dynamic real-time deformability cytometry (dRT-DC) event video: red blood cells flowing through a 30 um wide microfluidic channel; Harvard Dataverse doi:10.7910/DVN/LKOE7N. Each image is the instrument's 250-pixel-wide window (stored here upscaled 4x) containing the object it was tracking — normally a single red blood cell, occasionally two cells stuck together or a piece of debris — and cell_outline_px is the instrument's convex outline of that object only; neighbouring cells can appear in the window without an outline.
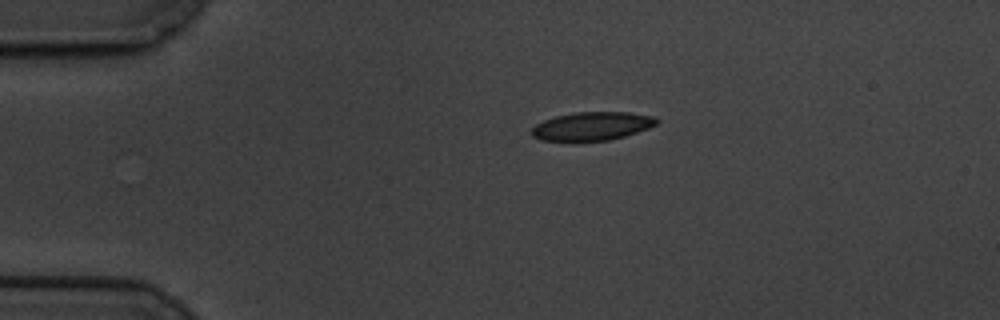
{"species": "common noctule bat (a hibernating species)", "species_latin": "Nyctalus noctula", "temperature_condition": "cold", "stored_images_in_passage": 37, "camera_frame_rate_fps": 3000, "um_per_image_px": 0.085, "animal": {"sex": "male", "body_mass_g": 19.5, "forearm_length_mm": 54.6}, "frame": {"image": 1, "passage_image": 1, "time_ms": 0.0, "image_size_px": [1000, 320], "cell_outline_px": [[660, 120], [656, 124], [648, 128], [624, 136], [608, 140], [576, 144], [572, 144], [540, 140], [532, 136], [532, 128], [536, 124], [544, 120], [556, 116], [576, 112], [628, 112], [656, 116]], "centroid_in_image_um": [50.28, 10.77], "position_along_channel_um": 34.7, "area_um2": 21.5}}
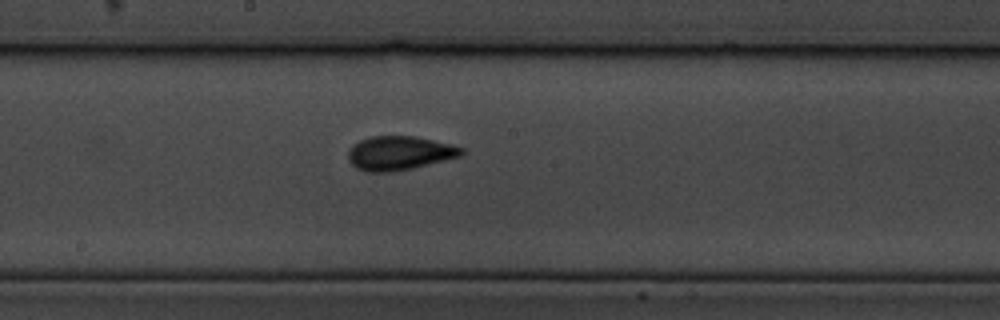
{"frame": {"image": 2, "passage_image": 21, "time_ms": 6.667, "image_size_px": [1000, 320], "cell_outline_px": [[464, 156], [412, 168], [392, 172], [368, 172], [356, 168], [348, 160], [348, 152], [352, 144], [360, 140], [372, 136], [412, 136], [452, 144], [464, 148]], "centroid_in_image_um": [33.96, 13.02], "position_along_channel_um": 214.2, "area_um2": 22.6}}
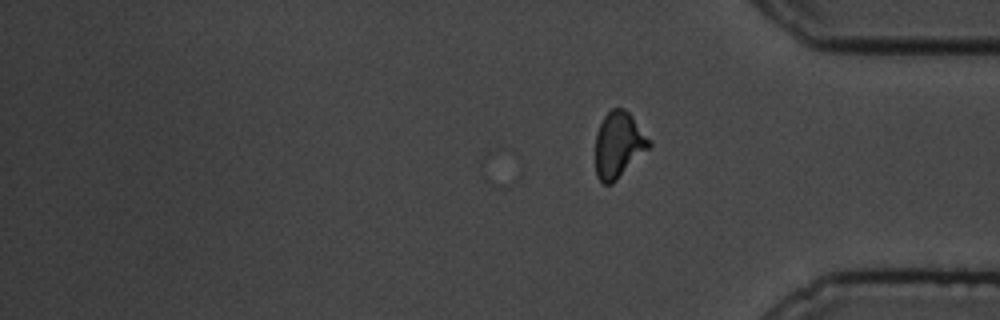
{"frame": {"image": 3, "passage_image": 37, "time_ms": 12.0, "image_size_px": [1000, 320], "cell_outline_px": [[652, 144], [612, 184], [604, 184], [596, 176], [596, 132], [604, 116], [612, 108], [624, 108], [632, 116], [652, 140]], "centroid_in_image_um": [52.58, 12.29], "position_along_channel_um": 382.6, "area_um2": 20.46}, "authors_computed_cell_mechanics": {"area_um2": 21.1548, "velocity_mm_per_s": 3.3368, "shape_relaxation_time_tau1_ms": 3.5786, "shape_relaxation_time_tau2_ms": 2.201, "deformation_change_tau1": 0.108, "deformation_change_tau2": 0.0617}}